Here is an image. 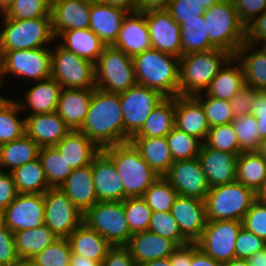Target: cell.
Here are the masks:
<instances>
[{
	"label": "cell",
	"instance_id": "4316f807",
	"mask_svg": "<svg viewBox=\"0 0 266 266\" xmlns=\"http://www.w3.org/2000/svg\"><path fill=\"white\" fill-rule=\"evenodd\" d=\"M127 11L105 3H91L89 28L106 46L115 44Z\"/></svg>",
	"mask_w": 266,
	"mask_h": 266
},
{
	"label": "cell",
	"instance_id": "89a4df30",
	"mask_svg": "<svg viewBox=\"0 0 266 266\" xmlns=\"http://www.w3.org/2000/svg\"><path fill=\"white\" fill-rule=\"evenodd\" d=\"M105 4L130 12L137 11V0H104Z\"/></svg>",
	"mask_w": 266,
	"mask_h": 266
},
{
	"label": "cell",
	"instance_id": "ab89813d",
	"mask_svg": "<svg viewBox=\"0 0 266 266\" xmlns=\"http://www.w3.org/2000/svg\"><path fill=\"white\" fill-rule=\"evenodd\" d=\"M179 25L182 56L216 48L210 42L203 15H199L198 19H184V22Z\"/></svg>",
	"mask_w": 266,
	"mask_h": 266
},
{
	"label": "cell",
	"instance_id": "11a10c76",
	"mask_svg": "<svg viewBox=\"0 0 266 266\" xmlns=\"http://www.w3.org/2000/svg\"><path fill=\"white\" fill-rule=\"evenodd\" d=\"M265 248L264 239L242 227L235 243V257L248 260L253 254Z\"/></svg>",
	"mask_w": 266,
	"mask_h": 266
},
{
	"label": "cell",
	"instance_id": "1f68e13d",
	"mask_svg": "<svg viewBox=\"0 0 266 266\" xmlns=\"http://www.w3.org/2000/svg\"><path fill=\"white\" fill-rule=\"evenodd\" d=\"M234 57L242 66L244 84L256 90H266V52L260 46L246 41Z\"/></svg>",
	"mask_w": 266,
	"mask_h": 266
},
{
	"label": "cell",
	"instance_id": "7bdbcfd3",
	"mask_svg": "<svg viewBox=\"0 0 266 266\" xmlns=\"http://www.w3.org/2000/svg\"><path fill=\"white\" fill-rule=\"evenodd\" d=\"M50 188H60L73 169L54 147H41L39 157Z\"/></svg>",
	"mask_w": 266,
	"mask_h": 266
},
{
	"label": "cell",
	"instance_id": "5803f987",
	"mask_svg": "<svg viewBox=\"0 0 266 266\" xmlns=\"http://www.w3.org/2000/svg\"><path fill=\"white\" fill-rule=\"evenodd\" d=\"M9 98H0V107L8 100Z\"/></svg>",
	"mask_w": 266,
	"mask_h": 266
},
{
	"label": "cell",
	"instance_id": "e0dca14e",
	"mask_svg": "<svg viewBox=\"0 0 266 266\" xmlns=\"http://www.w3.org/2000/svg\"><path fill=\"white\" fill-rule=\"evenodd\" d=\"M145 19L152 48L180 58L182 56L180 25L170 13L167 10H151L145 12Z\"/></svg>",
	"mask_w": 266,
	"mask_h": 266
},
{
	"label": "cell",
	"instance_id": "f5cc1de1",
	"mask_svg": "<svg viewBox=\"0 0 266 266\" xmlns=\"http://www.w3.org/2000/svg\"><path fill=\"white\" fill-rule=\"evenodd\" d=\"M148 230L166 239L173 240L178 246L189 243L182 235L177 221L171 212H153Z\"/></svg>",
	"mask_w": 266,
	"mask_h": 266
},
{
	"label": "cell",
	"instance_id": "30bf717a",
	"mask_svg": "<svg viewBox=\"0 0 266 266\" xmlns=\"http://www.w3.org/2000/svg\"><path fill=\"white\" fill-rule=\"evenodd\" d=\"M56 44L51 53V78L62 88H95V64Z\"/></svg>",
	"mask_w": 266,
	"mask_h": 266
},
{
	"label": "cell",
	"instance_id": "67dfc351",
	"mask_svg": "<svg viewBox=\"0 0 266 266\" xmlns=\"http://www.w3.org/2000/svg\"><path fill=\"white\" fill-rule=\"evenodd\" d=\"M3 80H5V79L3 77L2 68H1V65H0V88L2 87ZM0 98H9V97H5V96H2V94H0Z\"/></svg>",
	"mask_w": 266,
	"mask_h": 266
},
{
	"label": "cell",
	"instance_id": "979ff035",
	"mask_svg": "<svg viewBox=\"0 0 266 266\" xmlns=\"http://www.w3.org/2000/svg\"><path fill=\"white\" fill-rule=\"evenodd\" d=\"M257 152L266 160V137L260 140Z\"/></svg>",
	"mask_w": 266,
	"mask_h": 266
},
{
	"label": "cell",
	"instance_id": "ffe728a7",
	"mask_svg": "<svg viewBox=\"0 0 266 266\" xmlns=\"http://www.w3.org/2000/svg\"><path fill=\"white\" fill-rule=\"evenodd\" d=\"M91 3L85 0H51L54 37L66 30L89 28Z\"/></svg>",
	"mask_w": 266,
	"mask_h": 266
},
{
	"label": "cell",
	"instance_id": "8fae6325",
	"mask_svg": "<svg viewBox=\"0 0 266 266\" xmlns=\"http://www.w3.org/2000/svg\"><path fill=\"white\" fill-rule=\"evenodd\" d=\"M51 53L50 47L0 51L3 77L10 74L31 82L46 80L51 77Z\"/></svg>",
	"mask_w": 266,
	"mask_h": 266
},
{
	"label": "cell",
	"instance_id": "4fadbf2b",
	"mask_svg": "<svg viewBox=\"0 0 266 266\" xmlns=\"http://www.w3.org/2000/svg\"><path fill=\"white\" fill-rule=\"evenodd\" d=\"M43 196L44 224L58 238H67L83 223L84 214L60 188H49Z\"/></svg>",
	"mask_w": 266,
	"mask_h": 266
},
{
	"label": "cell",
	"instance_id": "277c9868",
	"mask_svg": "<svg viewBox=\"0 0 266 266\" xmlns=\"http://www.w3.org/2000/svg\"><path fill=\"white\" fill-rule=\"evenodd\" d=\"M101 150L113 161L122 177L124 200L129 197H142L159 178L130 141L107 146Z\"/></svg>",
	"mask_w": 266,
	"mask_h": 266
},
{
	"label": "cell",
	"instance_id": "60d3db41",
	"mask_svg": "<svg viewBox=\"0 0 266 266\" xmlns=\"http://www.w3.org/2000/svg\"><path fill=\"white\" fill-rule=\"evenodd\" d=\"M265 179L266 160L258 152H242L237 160L236 180L256 192Z\"/></svg>",
	"mask_w": 266,
	"mask_h": 266
},
{
	"label": "cell",
	"instance_id": "52a82bcc",
	"mask_svg": "<svg viewBox=\"0 0 266 266\" xmlns=\"http://www.w3.org/2000/svg\"><path fill=\"white\" fill-rule=\"evenodd\" d=\"M2 21L0 51L48 47L50 41L55 39L51 17L14 20L3 16Z\"/></svg>",
	"mask_w": 266,
	"mask_h": 266
},
{
	"label": "cell",
	"instance_id": "b9fcfbb0",
	"mask_svg": "<svg viewBox=\"0 0 266 266\" xmlns=\"http://www.w3.org/2000/svg\"><path fill=\"white\" fill-rule=\"evenodd\" d=\"M195 1L200 5H202L205 9H208L214 4L220 3L223 0H195Z\"/></svg>",
	"mask_w": 266,
	"mask_h": 266
},
{
	"label": "cell",
	"instance_id": "94428289",
	"mask_svg": "<svg viewBox=\"0 0 266 266\" xmlns=\"http://www.w3.org/2000/svg\"><path fill=\"white\" fill-rule=\"evenodd\" d=\"M18 195L12 174L0 170V212H2Z\"/></svg>",
	"mask_w": 266,
	"mask_h": 266
},
{
	"label": "cell",
	"instance_id": "9a60e30c",
	"mask_svg": "<svg viewBox=\"0 0 266 266\" xmlns=\"http://www.w3.org/2000/svg\"><path fill=\"white\" fill-rule=\"evenodd\" d=\"M3 225L16 232L41 227L45 208L43 194H18L1 212Z\"/></svg>",
	"mask_w": 266,
	"mask_h": 266
},
{
	"label": "cell",
	"instance_id": "e575fe53",
	"mask_svg": "<svg viewBox=\"0 0 266 266\" xmlns=\"http://www.w3.org/2000/svg\"><path fill=\"white\" fill-rule=\"evenodd\" d=\"M234 61L237 62V65ZM243 85L244 72L242 66L240 62L232 56L220 69L204 93L217 99L230 101Z\"/></svg>",
	"mask_w": 266,
	"mask_h": 266
},
{
	"label": "cell",
	"instance_id": "2a66077c",
	"mask_svg": "<svg viewBox=\"0 0 266 266\" xmlns=\"http://www.w3.org/2000/svg\"><path fill=\"white\" fill-rule=\"evenodd\" d=\"M223 266H250V263L247 259L234 258L229 262L223 263Z\"/></svg>",
	"mask_w": 266,
	"mask_h": 266
},
{
	"label": "cell",
	"instance_id": "7a4b0ae2",
	"mask_svg": "<svg viewBox=\"0 0 266 266\" xmlns=\"http://www.w3.org/2000/svg\"><path fill=\"white\" fill-rule=\"evenodd\" d=\"M137 84L165 97L179 95L180 58L150 48L132 57Z\"/></svg>",
	"mask_w": 266,
	"mask_h": 266
},
{
	"label": "cell",
	"instance_id": "2e32d148",
	"mask_svg": "<svg viewBox=\"0 0 266 266\" xmlns=\"http://www.w3.org/2000/svg\"><path fill=\"white\" fill-rule=\"evenodd\" d=\"M179 195L205 201L210 186L198 158L175 161L162 176Z\"/></svg>",
	"mask_w": 266,
	"mask_h": 266
},
{
	"label": "cell",
	"instance_id": "7402d4cb",
	"mask_svg": "<svg viewBox=\"0 0 266 266\" xmlns=\"http://www.w3.org/2000/svg\"><path fill=\"white\" fill-rule=\"evenodd\" d=\"M113 46L131 57L152 48L145 12L127 13L123 19L119 36Z\"/></svg>",
	"mask_w": 266,
	"mask_h": 266
},
{
	"label": "cell",
	"instance_id": "9c48e42d",
	"mask_svg": "<svg viewBox=\"0 0 266 266\" xmlns=\"http://www.w3.org/2000/svg\"><path fill=\"white\" fill-rule=\"evenodd\" d=\"M83 222L112 246H125L132 236L124 211V201H97L84 213Z\"/></svg>",
	"mask_w": 266,
	"mask_h": 266
},
{
	"label": "cell",
	"instance_id": "e7e4bbea",
	"mask_svg": "<svg viewBox=\"0 0 266 266\" xmlns=\"http://www.w3.org/2000/svg\"><path fill=\"white\" fill-rule=\"evenodd\" d=\"M169 259L171 266H191V242L178 246Z\"/></svg>",
	"mask_w": 266,
	"mask_h": 266
},
{
	"label": "cell",
	"instance_id": "603ad722",
	"mask_svg": "<svg viewBox=\"0 0 266 266\" xmlns=\"http://www.w3.org/2000/svg\"><path fill=\"white\" fill-rule=\"evenodd\" d=\"M85 1L89 3H103L104 2V0H85Z\"/></svg>",
	"mask_w": 266,
	"mask_h": 266
},
{
	"label": "cell",
	"instance_id": "003e7915",
	"mask_svg": "<svg viewBox=\"0 0 266 266\" xmlns=\"http://www.w3.org/2000/svg\"><path fill=\"white\" fill-rule=\"evenodd\" d=\"M171 0H137V11L167 10Z\"/></svg>",
	"mask_w": 266,
	"mask_h": 266
},
{
	"label": "cell",
	"instance_id": "b62a3aed",
	"mask_svg": "<svg viewBox=\"0 0 266 266\" xmlns=\"http://www.w3.org/2000/svg\"><path fill=\"white\" fill-rule=\"evenodd\" d=\"M259 46H261L260 48L266 52V39H264Z\"/></svg>",
	"mask_w": 266,
	"mask_h": 266
},
{
	"label": "cell",
	"instance_id": "7c38bea8",
	"mask_svg": "<svg viewBox=\"0 0 266 266\" xmlns=\"http://www.w3.org/2000/svg\"><path fill=\"white\" fill-rule=\"evenodd\" d=\"M164 98L159 91L140 84L119 93L124 119V143L129 142L142 128L151 112Z\"/></svg>",
	"mask_w": 266,
	"mask_h": 266
},
{
	"label": "cell",
	"instance_id": "03108f58",
	"mask_svg": "<svg viewBox=\"0 0 266 266\" xmlns=\"http://www.w3.org/2000/svg\"><path fill=\"white\" fill-rule=\"evenodd\" d=\"M191 266H223V263L204 253L196 242H191Z\"/></svg>",
	"mask_w": 266,
	"mask_h": 266
},
{
	"label": "cell",
	"instance_id": "ee69618b",
	"mask_svg": "<svg viewBox=\"0 0 266 266\" xmlns=\"http://www.w3.org/2000/svg\"><path fill=\"white\" fill-rule=\"evenodd\" d=\"M173 161L198 158L202 142L185 131L174 127L166 136Z\"/></svg>",
	"mask_w": 266,
	"mask_h": 266
},
{
	"label": "cell",
	"instance_id": "8992f818",
	"mask_svg": "<svg viewBox=\"0 0 266 266\" xmlns=\"http://www.w3.org/2000/svg\"><path fill=\"white\" fill-rule=\"evenodd\" d=\"M255 200V192L237 180L210 187L205 199L207 221L242 222Z\"/></svg>",
	"mask_w": 266,
	"mask_h": 266
},
{
	"label": "cell",
	"instance_id": "db71d44e",
	"mask_svg": "<svg viewBox=\"0 0 266 266\" xmlns=\"http://www.w3.org/2000/svg\"><path fill=\"white\" fill-rule=\"evenodd\" d=\"M242 225L266 241V203L255 200L244 215Z\"/></svg>",
	"mask_w": 266,
	"mask_h": 266
},
{
	"label": "cell",
	"instance_id": "8c879c8a",
	"mask_svg": "<svg viewBox=\"0 0 266 266\" xmlns=\"http://www.w3.org/2000/svg\"><path fill=\"white\" fill-rule=\"evenodd\" d=\"M248 261L250 266H266V248L253 254Z\"/></svg>",
	"mask_w": 266,
	"mask_h": 266
},
{
	"label": "cell",
	"instance_id": "f1b7e54d",
	"mask_svg": "<svg viewBox=\"0 0 266 266\" xmlns=\"http://www.w3.org/2000/svg\"><path fill=\"white\" fill-rule=\"evenodd\" d=\"M33 84L26 91L24 101L17 100L22 113L27 108L31 110V114L29 112L26 116L56 112L62 85L51 77Z\"/></svg>",
	"mask_w": 266,
	"mask_h": 266
},
{
	"label": "cell",
	"instance_id": "deb4b68c",
	"mask_svg": "<svg viewBox=\"0 0 266 266\" xmlns=\"http://www.w3.org/2000/svg\"><path fill=\"white\" fill-rule=\"evenodd\" d=\"M14 0H0V13L3 14Z\"/></svg>",
	"mask_w": 266,
	"mask_h": 266
},
{
	"label": "cell",
	"instance_id": "8d00e7d4",
	"mask_svg": "<svg viewBox=\"0 0 266 266\" xmlns=\"http://www.w3.org/2000/svg\"><path fill=\"white\" fill-rule=\"evenodd\" d=\"M175 127V97H165L132 137H166Z\"/></svg>",
	"mask_w": 266,
	"mask_h": 266
},
{
	"label": "cell",
	"instance_id": "d6a6232c",
	"mask_svg": "<svg viewBox=\"0 0 266 266\" xmlns=\"http://www.w3.org/2000/svg\"><path fill=\"white\" fill-rule=\"evenodd\" d=\"M60 37L63 39L58 43L61 47L94 64L106 46L90 28L66 30L61 32L57 39Z\"/></svg>",
	"mask_w": 266,
	"mask_h": 266
},
{
	"label": "cell",
	"instance_id": "484cf974",
	"mask_svg": "<svg viewBox=\"0 0 266 266\" xmlns=\"http://www.w3.org/2000/svg\"><path fill=\"white\" fill-rule=\"evenodd\" d=\"M94 88H62L56 113L70 130H79L86 118Z\"/></svg>",
	"mask_w": 266,
	"mask_h": 266
},
{
	"label": "cell",
	"instance_id": "836d02e7",
	"mask_svg": "<svg viewBox=\"0 0 266 266\" xmlns=\"http://www.w3.org/2000/svg\"><path fill=\"white\" fill-rule=\"evenodd\" d=\"M130 142L159 177L163 176L174 162L166 137H131Z\"/></svg>",
	"mask_w": 266,
	"mask_h": 266
},
{
	"label": "cell",
	"instance_id": "11e5206c",
	"mask_svg": "<svg viewBox=\"0 0 266 266\" xmlns=\"http://www.w3.org/2000/svg\"><path fill=\"white\" fill-rule=\"evenodd\" d=\"M255 199L257 201L266 203V179L262 182L261 186L255 192Z\"/></svg>",
	"mask_w": 266,
	"mask_h": 266
},
{
	"label": "cell",
	"instance_id": "681fc988",
	"mask_svg": "<svg viewBox=\"0 0 266 266\" xmlns=\"http://www.w3.org/2000/svg\"><path fill=\"white\" fill-rule=\"evenodd\" d=\"M124 211L132 234L148 230L153 212L142 197L126 198Z\"/></svg>",
	"mask_w": 266,
	"mask_h": 266
},
{
	"label": "cell",
	"instance_id": "44dd1931",
	"mask_svg": "<svg viewBox=\"0 0 266 266\" xmlns=\"http://www.w3.org/2000/svg\"><path fill=\"white\" fill-rule=\"evenodd\" d=\"M198 159L210 187L236 180L237 154L213 149L202 143Z\"/></svg>",
	"mask_w": 266,
	"mask_h": 266
},
{
	"label": "cell",
	"instance_id": "816d5d0a",
	"mask_svg": "<svg viewBox=\"0 0 266 266\" xmlns=\"http://www.w3.org/2000/svg\"><path fill=\"white\" fill-rule=\"evenodd\" d=\"M204 143L213 149L230 152L238 156L242 153L232 123L211 127Z\"/></svg>",
	"mask_w": 266,
	"mask_h": 266
},
{
	"label": "cell",
	"instance_id": "f546056e",
	"mask_svg": "<svg viewBox=\"0 0 266 266\" xmlns=\"http://www.w3.org/2000/svg\"><path fill=\"white\" fill-rule=\"evenodd\" d=\"M72 169L92 163L101 149L80 130H71L54 146Z\"/></svg>",
	"mask_w": 266,
	"mask_h": 266
},
{
	"label": "cell",
	"instance_id": "680465c9",
	"mask_svg": "<svg viewBox=\"0 0 266 266\" xmlns=\"http://www.w3.org/2000/svg\"><path fill=\"white\" fill-rule=\"evenodd\" d=\"M241 22L247 27L266 10V0H233Z\"/></svg>",
	"mask_w": 266,
	"mask_h": 266
},
{
	"label": "cell",
	"instance_id": "74e56055",
	"mask_svg": "<svg viewBox=\"0 0 266 266\" xmlns=\"http://www.w3.org/2000/svg\"><path fill=\"white\" fill-rule=\"evenodd\" d=\"M13 233L17 254L22 259H32L58 238L45 224Z\"/></svg>",
	"mask_w": 266,
	"mask_h": 266
},
{
	"label": "cell",
	"instance_id": "6da1fadb",
	"mask_svg": "<svg viewBox=\"0 0 266 266\" xmlns=\"http://www.w3.org/2000/svg\"><path fill=\"white\" fill-rule=\"evenodd\" d=\"M79 130L100 149L124 143V119L119 93L95 87L88 113Z\"/></svg>",
	"mask_w": 266,
	"mask_h": 266
},
{
	"label": "cell",
	"instance_id": "3957f363",
	"mask_svg": "<svg viewBox=\"0 0 266 266\" xmlns=\"http://www.w3.org/2000/svg\"><path fill=\"white\" fill-rule=\"evenodd\" d=\"M232 56L228 51L219 48L181 56L179 95L194 96L205 92L211 81Z\"/></svg>",
	"mask_w": 266,
	"mask_h": 266
},
{
	"label": "cell",
	"instance_id": "f6af8a7d",
	"mask_svg": "<svg viewBox=\"0 0 266 266\" xmlns=\"http://www.w3.org/2000/svg\"><path fill=\"white\" fill-rule=\"evenodd\" d=\"M178 195L172 185L161 176L146 190L142 198L152 212H169Z\"/></svg>",
	"mask_w": 266,
	"mask_h": 266
},
{
	"label": "cell",
	"instance_id": "5bb4252c",
	"mask_svg": "<svg viewBox=\"0 0 266 266\" xmlns=\"http://www.w3.org/2000/svg\"><path fill=\"white\" fill-rule=\"evenodd\" d=\"M243 227L241 221H207L197 246L215 261L225 263L236 258L235 243Z\"/></svg>",
	"mask_w": 266,
	"mask_h": 266
},
{
	"label": "cell",
	"instance_id": "f907efd6",
	"mask_svg": "<svg viewBox=\"0 0 266 266\" xmlns=\"http://www.w3.org/2000/svg\"><path fill=\"white\" fill-rule=\"evenodd\" d=\"M71 254L67 238H57L32 259L38 266H70Z\"/></svg>",
	"mask_w": 266,
	"mask_h": 266
},
{
	"label": "cell",
	"instance_id": "cb8c5ba5",
	"mask_svg": "<svg viewBox=\"0 0 266 266\" xmlns=\"http://www.w3.org/2000/svg\"><path fill=\"white\" fill-rule=\"evenodd\" d=\"M24 117L26 135L40 147L55 146L71 131L56 112Z\"/></svg>",
	"mask_w": 266,
	"mask_h": 266
},
{
	"label": "cell",
	"instance_id": "2644e50d",
	"mask_svg": "<svg viewBox=\"0 0 266 266\" xmlns=\"http://www.w3.org/2000/svg\"><path fill=\"white\" fill-rule=\"evenodd\" d=\"M70 266H102V263L87 259L86 257L71 254Z\"/></svg>",
	"mask_w": 266,
	"mask_h": 266
},
{
	"label": "cell",
	"instance_id": "d590c367",
	"mask_svg": "<svg viewBox=\"0 0 266 266\" xmlns=\"http://www.w3.org/2000/svg\"><path fill=\"white\" fill-rule=\"evenodd\" d=\"M40 148L26 134L12 142L0 145V170L11 172L28 162L34 161L39 157Z\"/></svg>",
	"mask_w": 266,
	"mask_h": 266
},
{
	"label": "cell",
	"instance_id": "6f0895ef",
	"mask_svg": "<svg viewBox=\"0 0 266 266\" xmlns=\"http://www.w3.org/2000/svg\"><path fill=\"white\" fill-rule=\"evenodd\" d=\"M257 90L248 84H244L239 92L230 100V105L235 117L249 115Z\"/></svg>",
	"mask_w": 266,
	"mask_h": 266
},
{
	"label": "cell",
	"instance_id": "7dc6e473",
	"mask_svg": "<svg viewBox=\"0 0 266 266\" xmlns=\"http://www.w3.org/2000/svg\"><path fill=\"white\" fill-rule=\"evenodd\" d=\"M232 126L237 134L241 152H257L261 140L257 118L252 114L235 117Z\"/></svg>",
	"mask_w": 266,
	"mask_h": 266
},
{
	"label": "cell",
	"instance_id": "09005b40",
	"mask_svg": "<svg viewBox=\"0 0 266 266\" xmlns=\"http://www.w3.org/2000/svg\"><path fill=\"white\" fill-rule=\"evenodd\" d=\"M13 266H38L33 259L20 258Z\"/></svg>",
	"mask_w": 266,
	"mask_h": 266
},
{
	"label": "cell",
	"instance_id": "be15d7a7",
	"mask_svg": "<svg viewBox=\"0 0 266 266\" xmlns=\"http://www.w3.org/2000/svg\"><path fill=\"white\" fill-rule=\"evenodd\" d=\"M266 39V10L246 27V41L260 45Z\"/></svg>",
	"mask_w": 266,
	"mask_h": 266
},
{
	"label": "cell",
	"instance_id": "83f0119b",
	"mask_svg": "<svg viewBox=\"0 0 266 266\" xmlns=\"http://www.w3.org/2000/svg\"><path fill=\"white\" fill-rule=\"evenodd\" d=\"M60 189L83 214L98 201L91 164L73 169Z\"/></svg>",
	"mask_w": 266,
	"mask_h": 266
},
{
	"label": "cell",
	"instance_id": "f35d334b",
	"mask_svg": "<svg viewBox=\"0 0 266 266\" xmlns=\"http://www.w3.org/2000/svg\"><path fill=\"white\" fill-rule=\"evenodd\" d=\"M10 173L18 194H44L50 188L39 158Z\"/></svg>",
	"mask_w": 266,
	"mask_h": 266
},
{
	"label": "cell",
	"instance_id": "ba28073f",
	"mask_svg": "<svg viewBox=\"0 0 266 266\" xmlns=\"http://www.w3.org/2000/svg\"><path fill=\"white\" fill-rule=\"evenodd\" d=\"M96 88L121 93L135 84V70L131 56L112 46H105L95 63Z\"/></svg>",
	"mask_w": 266,
	"mask_h": 266
},
{
	"label": "cell",
	"instance_id": "4dcf8cb0",
	"mask_svg": "<svg viewBox=\"0 0 266 266\" xmlns=\"http://www.w3.org/2000/svg\"><path fill=\"white\" fill-rule=\"evenodd\" d=\"M67 240L73 254L100 263L113 247L102 235L90 229L84 222L67 237Z\"/></svg>",
	"mask_w": 266,
	"mask_h": 266
},
{
	"label": "cell",
	"instance_id": "b9f144b4",
	"mask_svg": "<svg viewBox=\"0 0 266 266\" xmlns=\"http://www.w3.org/2000/svg\"><path fill=\"white\" fill-rule=\"evenodd\" d=\"M21 108L17 100L9 98L0 107V145L12 142L26 134L25 117H18Z\"/></svg>",
	"mask_w": 266,
	"mask_h": 266
},
{
	"label": "cell",
	"instance_id": "603a6c76",
	"mask_svg": "<svg viewBox=\"0 0 266 266\" xmlns=\"http://www.w3.org/2000/svg\"><path fill=\"white\" fill-rule=\"evenodd\" d=\"M175 127L202 143L206 140L210 125L201 103L194 96L175 97Z\"/></svg>",
	"mask_w": 266,
	"mask_h": 266
},
{
	"label": "cell",
	"instance_id": "34e18365",
	"mask_svg": "<svg viewBox=\"0 0 266 266\" xmlns=\"http://www.w3.org/2000/svg\"><path fill=\"white\" fill-rule=\"evenodd\" d=\"M139 266H171V262L169 258H160L145 262Z\"/></svg>",
	"mask_w": 266,
	"mask_h": 266
},
{
	"label": "cell",
	"instance_id": "753ad0ef",
	"mask_svg": "<svg viewBox=\"0 0 266 266\" xmlns=\"http://www.w3.org/2000/svg\"><path fill=\"white\" fill-rule=\"evenodd\" d=\"M257 118L258 122V135L260 139H263L266 137V115H254Z\"/></svg>",
	"mask_w": 266,
	"mask_h": 266
},
{
	"label": "cell",
	"instance_id": "d4e9b609",
	"mask_svg": "<svg viewBox=\"0 0 266 266\" xmlns=\"http://www.w3.org/2000/svg\"><path fill=\"white\" fill-rule=\"evenodd\" d=\"M125 247L137 266L160 258H169L178 245L149 230L132 234Z\"/></svg>",
	"mask_w": 266,
	"mask_h": 266
},
{
	"label": "cell",
	"instance_id": "6125c7cd",
	"mask_svg": "<svg viewBox=\"0 0 266 266\" xmlns=\"http://www.w3.org/2000/svg\"><path fill=\"white\" fill-rule=\"evenodd\" d=\"M102 266H137L125 246H113L102 261Z\"/></svg>",
	"mask_w": 266,
	"mask_h": 266
},
{
	"label": "cell",
	"instance_id": "d6986e66",
	"mask_svg": "<svg viewBox=\"0 0 266 266\" xmlns=\"http://www.w3.org/2000/svg\"><path fill=\"white\" fill-rule=\"evenodd\" d=\"M98 201H124V185L113 161L101 150L91 163Z\"/></svg>",
	"mask_w": 266,
	"mask_h": 266
},
{
	"label": "cell",
	"instance_id": "a7ac6f4b",
	"mask_svg": "<svg viewBox=\"0 0 266 266\" xmlns=\"http://www.w3.org/2000/svg\"><path fill=\"white\" fill-rule=\"evenodd\" d=\"M250 114L266 115V90H257Z\"/></svg>",
	"mask_w": 266,
	"mask_h": 266
},
{
	"label": "cell",
	"instance_id": "ac0fdd59",
	"mask_svg": "<svg viewBox=\"0 0 266 266\" xmlns=\"http://www.w3.org/2000/svg\"><path fill=\"white\" fill-rule=\"evenodd\" d=\"M170 212L189 242H196L201 237L207 223L205 201L178 195Z\"/></svg>",
	"mask_w": 266,
	"mask_h": 266
},
{
	"label": "cell",
	"instance_id": "5b68a950",
	"mask_svg": "<svg viewBox=\"0 0 266 266\" xmlns=\"http://www.w3.org/2000/svg\"><path fill=\"white\" fill-rule=\"evenodd\" d=\"M206 22L210 42L233 56L246 42V26L241 22L233 0H223L206 9Z\"/></svg>",
	"mask_w": 266,
	"mask_h": 266
},
{
	"label": "cell",
	"instance_id": "9f6ffc18",
	"mask_svg": "<svg viewBox=\"0 0 266 266\" xmlns=\"http://www.w3.org/2000/svg\"><path fill=\"white\" fill-rule=\"evenodd\" d=\"M205 8L195 0H171L167 11L171 17L178 23H183L184 19H198L203 15Z\"/></svg>",
	"mask_w": 266,
	"mask_h": 266
},
{
	"label": "cell",
	"instance_id": "c3c4849f",
	"mask_svg": "<svg viewBox=\"0 0 266 266\" xmlns=\"http://www.w3.org/2000/svg\"><path fill=\"white\" fill-rule=\"evenodd\" d=\"M51 0H14L2 14L14 20L51 17Z\"/></svg>",
	"mask_w": 266,
	"mask_h": 266
},
{
	"label": "cell",
	"instance_id": "bcb514c9",
	"mask_svg": "<svg viewBox=\"0 0 266 266\" xmlns=\"http://www.w3.org/2000/svg\"><path fill=\"white\" fill-rule=\"evenodd\" d=\"M201 103L210 128L217 125L229 124L235 118L230 101L217 99L204 92L194 95Z\"/></svg>",
	"mask_w": 266,
	"mask_h": 266
},
{
	"label": "cell",
	"instance_id": "91938a15",
	"mask_svg": "<svg viewBox=\"0 0 266 266\" xmlns=\"http://www.w3.org/2000/svg\"><path fill=\"white\" fill-rule=\"evenodd\" d=\"M19 259L15 247L14 233L2 225L0 227V263L13 266Z\"/></svg>",
	"mask_w": 266,
	"mask_h": 266
}]
</instances>
